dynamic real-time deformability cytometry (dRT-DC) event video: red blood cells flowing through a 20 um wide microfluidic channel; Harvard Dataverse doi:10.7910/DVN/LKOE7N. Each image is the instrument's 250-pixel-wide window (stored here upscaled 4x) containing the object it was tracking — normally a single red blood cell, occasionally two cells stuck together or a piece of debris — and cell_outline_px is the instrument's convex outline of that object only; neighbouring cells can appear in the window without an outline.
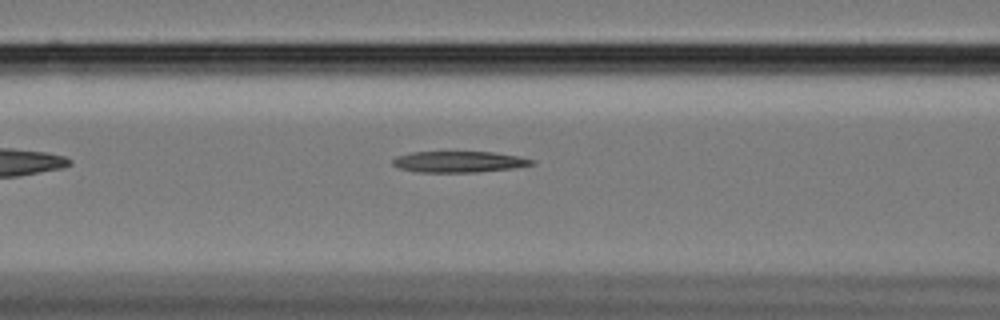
{"species": "Egyptian fruit bat (a non-hibernating species)", "species_latin": "Rousettus aegyptiacus", "temperature_condition": "cold", "stored_images_in_passage": 40, "camera_frame_rate_fps": 3000, "um_per_image_px": 0.085, "animal": {"sex": "female"}, "frame": {"image": 1, "passage_image": 6, "time_ms": 1.667, "image_size_px": [1000, 320], "cell_outline_px": [[536, 164], [512, 168], [476, 172], [416, 172], [400, 168], [392, 164], [392, 160], [396, 156], [412, 152], [492, 152], [516, 156], [536, 160]], "centroid_in_image_um": [39.0, 13.75], "position_along_channel_um": 127.6, "area_um2": 17.05}}
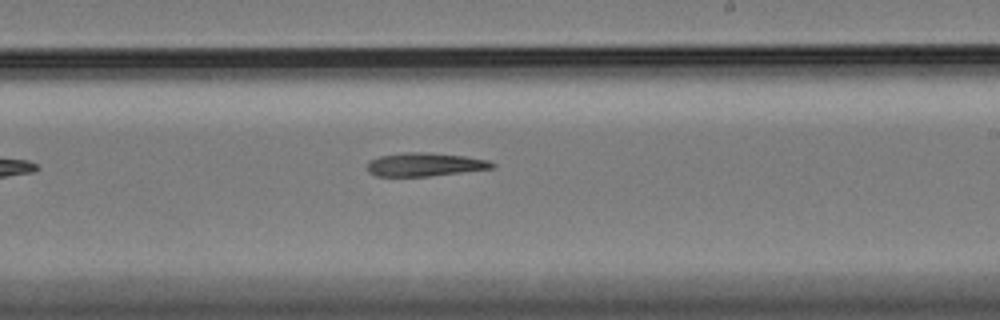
{"frame": {"image": 2, "passage_image": 17, "time_ms": 5.333, "image_size_px": [1000, 320], "cell_outline_px": [[496, 168], [428, 176], [376, 176], [368, 172], [368, 160], [380, 156], [404, 152], [428, 152], [464, 156], [488, 160], [496, 164]], "centroid_in_image_um": [36.12, 13.98], "position_along_channel_um": 252.9, "area_um2": 17.11}}
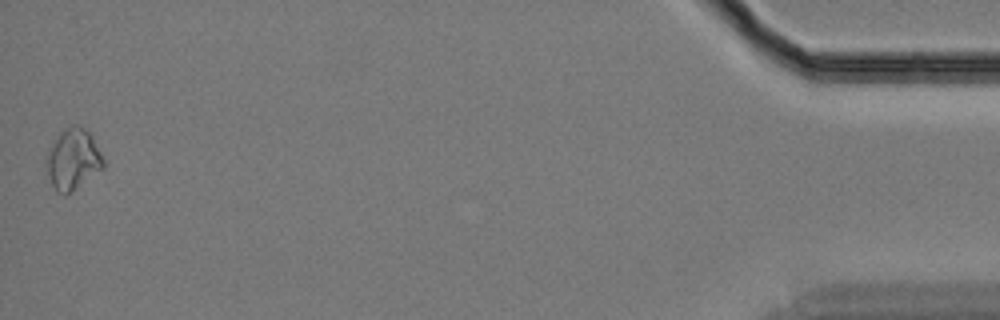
{"frame": {"image": 3, "passage_image": 40, "time_ms": 13.0, "image_size_px": [1000, 320], "cell_outline_px": [[104, 168], [72, 192], [64, 196], [56, 192], [52, 184], [44, 164], [44, 160], [52, 140], [64, 128], [72, 124], [80, 124], [92, 132], [104, 160]], "centroid_in_image_um": [6.2, 13.5], "position_along_channel_um": 429.0, "area_um2": 21.04}}